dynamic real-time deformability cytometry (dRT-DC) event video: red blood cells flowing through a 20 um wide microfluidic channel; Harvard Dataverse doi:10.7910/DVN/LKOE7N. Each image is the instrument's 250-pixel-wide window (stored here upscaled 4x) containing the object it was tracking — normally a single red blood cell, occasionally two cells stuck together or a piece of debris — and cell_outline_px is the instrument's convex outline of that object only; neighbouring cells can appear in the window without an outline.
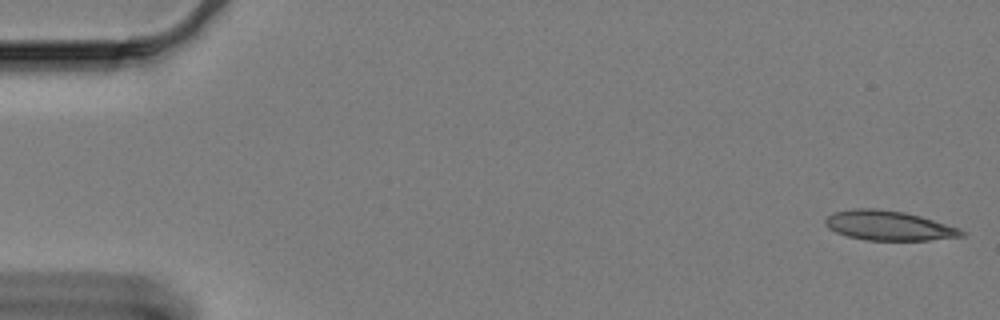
{"species": "Egyptian fruit bat (a non-hibernating species)", "species_latin": "Rousettus aegyptiacus", "temperature_condition": "cold", "stored_images_in_passage": 60, "camera_frame_rate_fps": 3000, "um_per_image_px": 0.085, "animal": {"sex": "female"}, "frame": {"image": 1, "passage_image": 1, "time_ms": 0.0, "image_size_px": [1000, 320], "cell_outline_px": [[964, 236], [928, 240], [864, 240], [848, 236], [836, 232], [828, 228], [824, 224], [824, 220], [832, 212], [852, 208], [872, 208], [904, 212], [920, 216], [960, 228], [964, 232]], "centroid_in_image_um": [75.5, 19.17], "position_along_channel_um": 9.5, "area_um2": 23.52}}
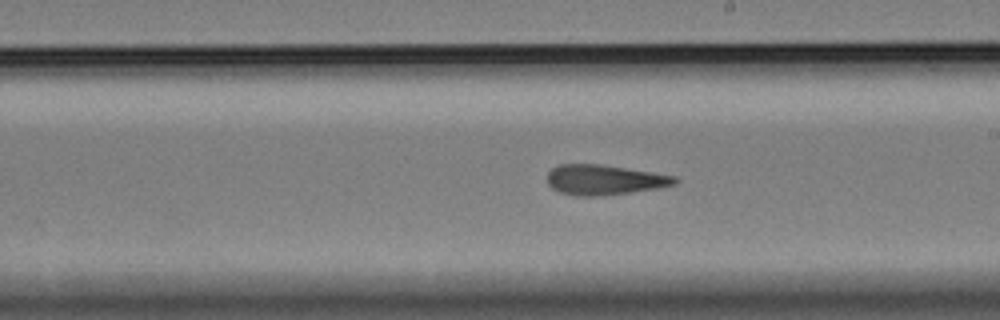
{"frame": {"image": 2, "passage_image": 34, "time_ms": 11.0, "image_size_px": [1000, 320], "cell_outline_px": [[680, 180], [676, 184], [660, 188], [596, 196], [576, 196], [560, 192], [552, 188], [548, 184], [548, 172], [552, 168], [560, 164], [604, 164], [676, 176]], "centroid_in_image_um": [51.39, 15.27], "position_along_channel_um": 237.6, "area_um2": 22.43}}
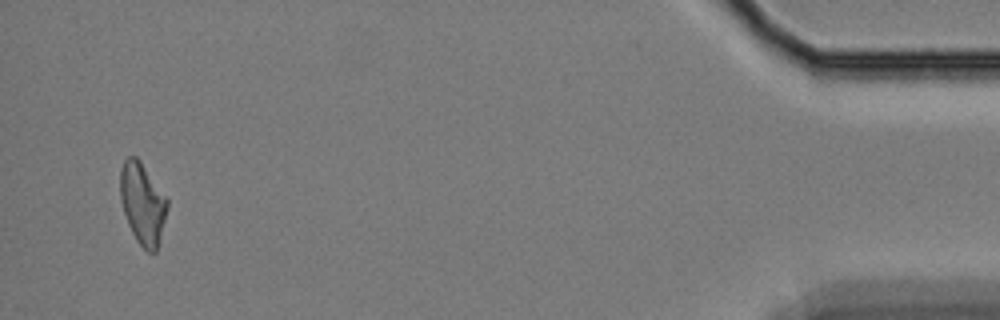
{"frame": {"image": 3, "passage_image": 58, "time_ms": 19.0, "image_size_px": [1000, 320], "cell_outline_px": [[168, 208], [156, 252], [148, 252], [136, 240], [128, 224], [120, 200], [120, 168], [124, 160], [128, 156], [136, 156], [140, 160], [168, 200]], "centroid_in_image_um": [12.1, 17.28], "position_along_channel_um": 423.1, "area_um2": 22.2}, "authors_computed_cell_mechanics": {"area_um2": 22.8888, "velocity_mm_per_s": 3.2798, "shape_relaxation_time_tau1_ms": null, "shape_relaxation_time_tau2_ms": 2.1321, "deformation_change_tau1": null, "deformation_change_tau2": 0.1132}}